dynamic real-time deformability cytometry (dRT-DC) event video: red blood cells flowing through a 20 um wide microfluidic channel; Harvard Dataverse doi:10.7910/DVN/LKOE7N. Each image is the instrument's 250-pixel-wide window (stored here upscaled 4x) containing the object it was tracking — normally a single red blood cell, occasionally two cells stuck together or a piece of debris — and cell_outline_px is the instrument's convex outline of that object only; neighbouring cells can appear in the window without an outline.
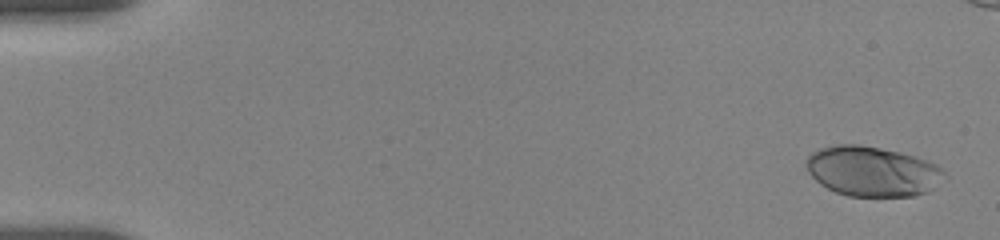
{"species": "human", "species_latin": "Homo sapiens", "temperature_condition": "room temperature", "stored_images_in_passage": 27, "camera_frame_rate_fps": 3000, "um_per_image_px": 0.085, "donor": {"sex": "female"}, "frame": {"image": 1, "passage_image": 1, "time_ms": 0.0, "image_size_px": [1000, 240], "cell_outline_px": [[948, 180], [936, 188], [928, 192], [916, 196], [848, 196], [836, 192], [820, 184], [808, 172], [804, 164], [808, 156], [812, 152], [820, 148], [836, 144], [860, 144], [900, 152], [936, 164], [948, 176]], "centroid_in_image_um": [74.19, 14.57], "position_along_channel_um": 10.8, "area_um2": 40.69}}
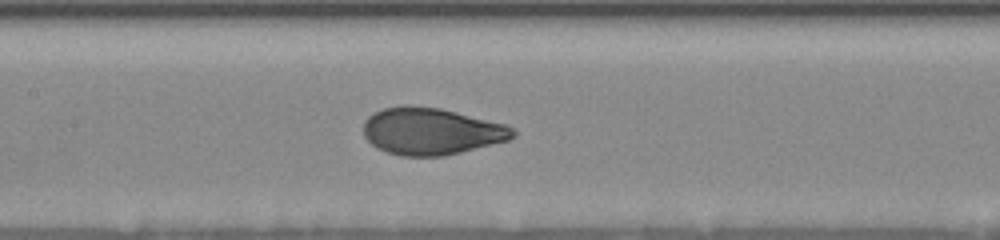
{"frame": {"image": 2, "passage_image": 18, "time_ms": 8.333, "image_size_px": [1000, 240], "cell_outline_px": [[516, 136], [508, 140], [444, 156], [400, 156], [388, 152], [372, 144], [364, 136], [364, 120], [372, 112], [384, 108], [404, 104], [408, 104], [440, 108], [504, 124], [516, 128]], "centroid_in_image_um": [36.64, 11.14], "position_along_channel_um": 170.8, "area_um2": 40.92}}
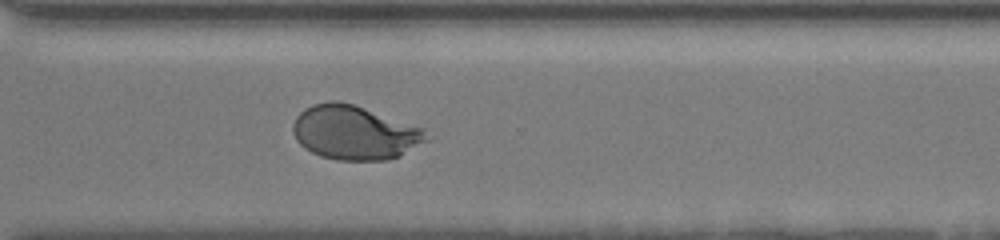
{"frame": {"image": 3, "passage_image": 27, "time_ms": 13.0, "image_size_px": [1000, 240], "cell_outline_px": [[428, 140], [400, 156], [384, 160], [336, 160], [320, 156], [304, 148], [296, 140], [292, 132], [292, 124], [296, 116], [304, 108], [312, 104], [328, 100], [340, 100], [424, 128]], "centroid_in_image_um": [30.09, 11.26], "position_along_channel_um": 340.5, "area_um2": 42.19}}